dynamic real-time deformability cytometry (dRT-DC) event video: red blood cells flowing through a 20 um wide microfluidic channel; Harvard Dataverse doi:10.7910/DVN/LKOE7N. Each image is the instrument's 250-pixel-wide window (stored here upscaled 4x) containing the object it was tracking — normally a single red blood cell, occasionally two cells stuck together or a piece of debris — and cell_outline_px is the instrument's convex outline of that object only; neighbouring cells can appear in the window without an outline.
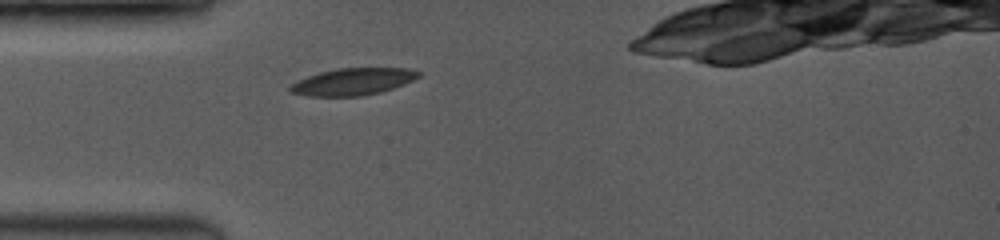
{"species": "common noctule bat (a hibernating species)", "species_latin": "Nyctalus noctula", "temperature_condition": "room temperature", "stored_images_in_passage": 33, "camera_frame_rate_fps": 3500, "um_per_image_px": 0.085, "animal": {"sex": "female", "body_mass_g": 19.0, "forearm_length_mm": 53.3}, "frame": {"image": 1, "passage_image": 1, "time_ms": 0.0, "image_size_px": [1000, 240], "cell_outline_px": [[420, 76], [404, 84], [380, 92], [360, 96], [304, 96], [292, 92], [288, 88], [292, 84], [308, 76], [320, 72], [336, 68], [404, 68], [420, 72]], "centroid_in_image_um": [29.98, 6.94], "position_along_channel_um": 55.0, "area_um2": 19.94}}
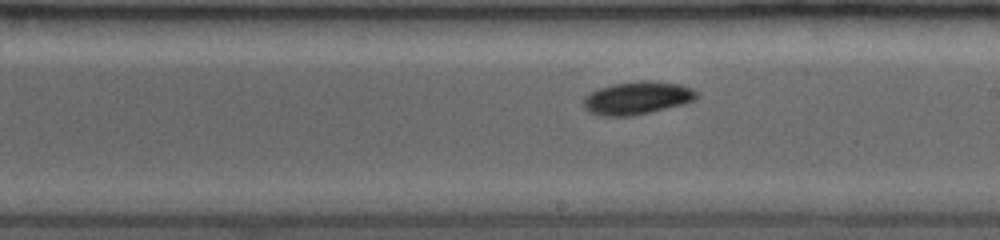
{"frame": {"image": 2, "passage_image": 15, "time_ms": 4.571, "image_size_px": [1000, 240], "cell_outline_px": [[700, 96], [696, 100], [684, 104], [632, 116], [604, 116], [588, 112], [584, 108], [584, 96], [600, 88], [616, 84], [640, 80], [652, 80], [680, 84], [692, 88]], "centroid_in_image_um": [54.2, 8.33], "position_along_channel_um": 234.8, "area_um2": 21.73}}
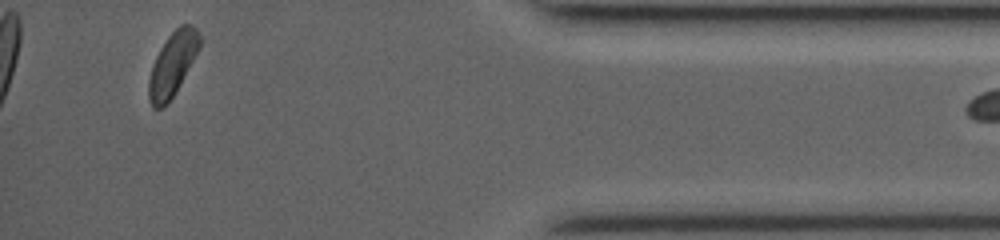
{"frame": {"image": 3, "passage_image": 31, "time_ms": 10.0, "image_size_px": [1000, 240], "cell_outline_px": [[200, 48], [180, 84], [172, 96], [160, 108], [152, 108], [148, 100], [148, 80], [152, 64], [160, 48], [168, 36], [180, 24], [192, 24], [196, 28], [200, 36]], "centroid_in_image_um": [14.65, 5.42], "position_along_channel_um": 420.5, "area_um2": 18.73}, "authors_computed_cell_mechanics": {"area_um2": 19.652, "velocity_mm_per_s": 4.0638, "shape_relaxation_time_tau1_ms": 2.3206, "shape_relaxation_time_tau2_ms": null, "deformation_change_tau1": 0.0837, "deformation_change_tau2": null}}